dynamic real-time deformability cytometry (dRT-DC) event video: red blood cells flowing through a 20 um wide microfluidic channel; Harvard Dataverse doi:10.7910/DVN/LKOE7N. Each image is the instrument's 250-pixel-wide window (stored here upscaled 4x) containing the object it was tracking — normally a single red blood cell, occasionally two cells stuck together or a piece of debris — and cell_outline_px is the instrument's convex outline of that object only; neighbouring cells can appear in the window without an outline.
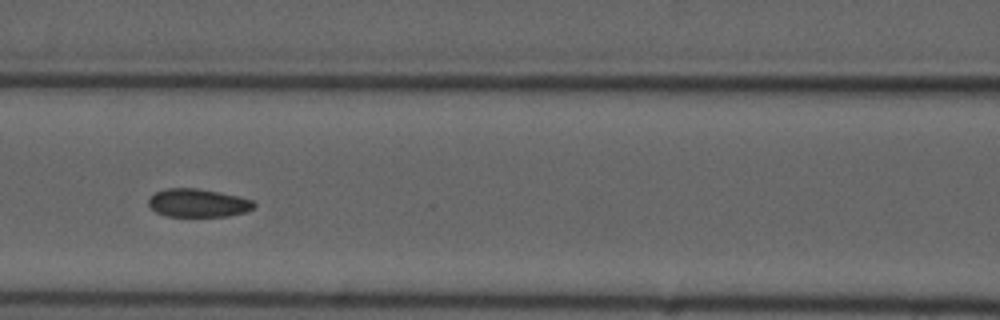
{"species": "common noctule bat (a hibernating species)", "species_latin": "Nyctalus noctula", "temperature_condition": "cold", "stored_images_in_passage": 11, "camera_frame_rate_fps": 3000, "um_per_image_px": 0.085, "animal": {"sex": "male", "forearm_length_mm": 52.5}, "frame": {"image": 1, "passage_image": 7, "time_ms": 7.0, "image_size_px": [1000, 320], "cell_outline_px": [[256, 204], [252, 208], [244, 212], [228, 216], [164, 216], [156, 212], [148, 204], [148, 200], [156, 192], [168, 188], [196, 188], [220, 192], [240, 196], [252, 200]], "centroid_in_image_um": [16.83, 17.25], "position_along_channel_um": 149.8, "area_um2": 17.28}}
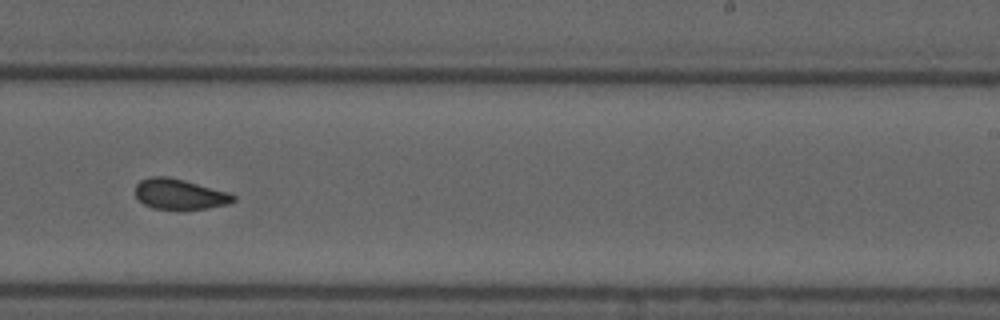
{"frame": {"image": 2, "passage_image": 10, "time_ms": 10.333, "image_size_px": [1000, 320], "cell_outline_px": [[236, 200], [228, 204], [208, 208], [152, 208], [144, 204], [136, 196], [136, 184], [140, 180], [148, 176], [168, 176], [184, 180], [228, 192], [236, 196]], "centroid_in_image_um": [15.26, 16.48], "position_along_channel_um": 273.7, "area_um2": 17.17}}
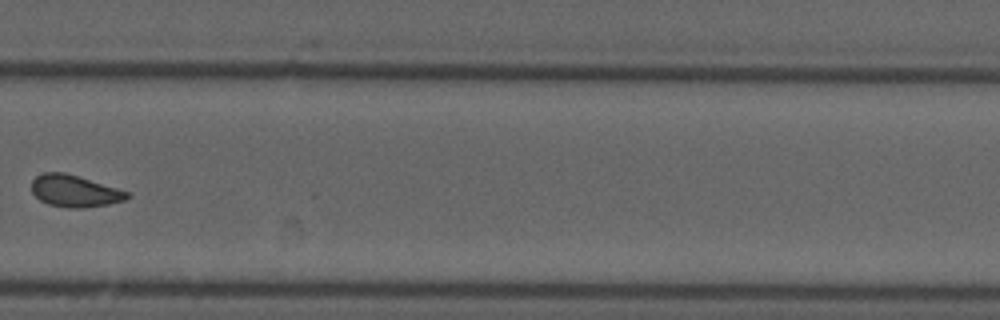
{"frame": {"image": 3, "passage_image": 11, "time_ms": 11.667, "image_size_px": [1000, 320], "cell_outline_px": [[132, 196], [124, 200], [108, 204], [84, 208], [68, 208], [48, 204], [40, 200], [32, 192], [32, 180], [36, 176], [44, 172], [64, 172], [132, 192]], "centroid_in_image_um": [6.38, 16.24], "position_along_channel_um": 323.4, "area_um2": 17.86}}